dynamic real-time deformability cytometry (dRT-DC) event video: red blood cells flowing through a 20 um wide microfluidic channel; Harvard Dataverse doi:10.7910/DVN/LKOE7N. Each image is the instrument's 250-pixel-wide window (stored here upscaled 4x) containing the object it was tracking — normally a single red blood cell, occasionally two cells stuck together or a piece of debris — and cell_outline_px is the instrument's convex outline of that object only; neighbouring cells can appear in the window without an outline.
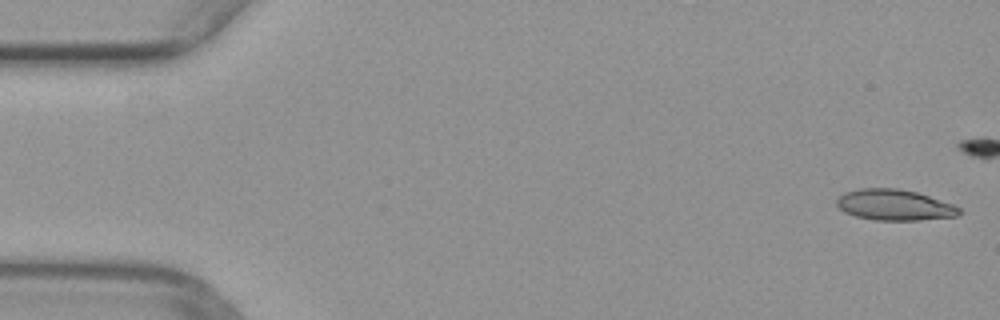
{"species": "common noctule bat (a hibernating species)", "species_latin": "Nyctalus noctula", "temperature_condition": "warm", "stored_images_in_passage": 44, "camera_frame_rate_fps": 3000, "um_per_image_px": 0.085, "animal": {"sex": "female", "body_mass_g": 29.2, "forearm_length_mm": 56.3}, "frame": {"image": 1, "passage_image": 1, "time_ms": 0.0, "image_size_px": [1000, 320], "cell_outline_px": [[964, 212], [956, 216], [920, 220], [876, 220], [856, 216], [844, 212], [836, 204], [836, 200], [844, 192], [860, 188], [896, 188], [916, 192], [952, 204], [960, 208]], "centroid_in_image_um": [76.02, 17.42], "position_along_channel_um": 9.0, "area_um2": 21.96}}
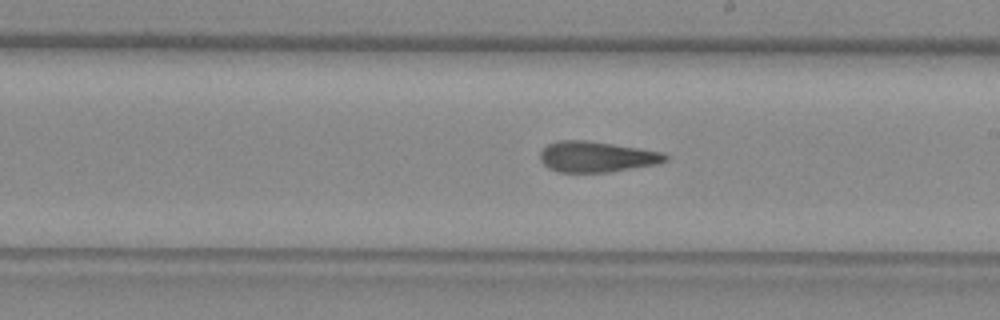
{"frame": {"image": 2, "passage_image": 28, "time_ms": 9.0, "image_size_px": [1000, 320], "cell_outline_px": [[668, 160], [656, 164], [608, 172], [556, 172], [548, 168], [540, 160], [540, 152], [548, 144], [556, 140], [588, 140], [664, 152], [668, 156]], "centroid_in_image_um": [50.69, 13.32], "position_along_channel_um": 238.3, "area_um2": 22.48}}
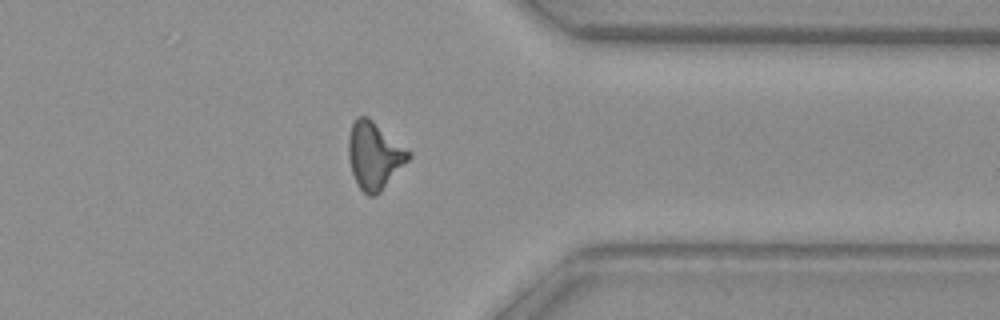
{"frame": {"image": 3, "passage_image": 39, "time_ms": 12.667, "image_size_px": [1000, 320], "cell_outline_px": [[412, 156], [380, 192], [376, 196], [368, 196], [356, 184], [352, 172], [348, 156], [348, 136], [352, 124], [356, 116], [368, 116], [412, 152]], "centroid_in_image_um": [31.81, 13.2], "position_along_channel_um": 379.6, "area_um2": 23.64}}